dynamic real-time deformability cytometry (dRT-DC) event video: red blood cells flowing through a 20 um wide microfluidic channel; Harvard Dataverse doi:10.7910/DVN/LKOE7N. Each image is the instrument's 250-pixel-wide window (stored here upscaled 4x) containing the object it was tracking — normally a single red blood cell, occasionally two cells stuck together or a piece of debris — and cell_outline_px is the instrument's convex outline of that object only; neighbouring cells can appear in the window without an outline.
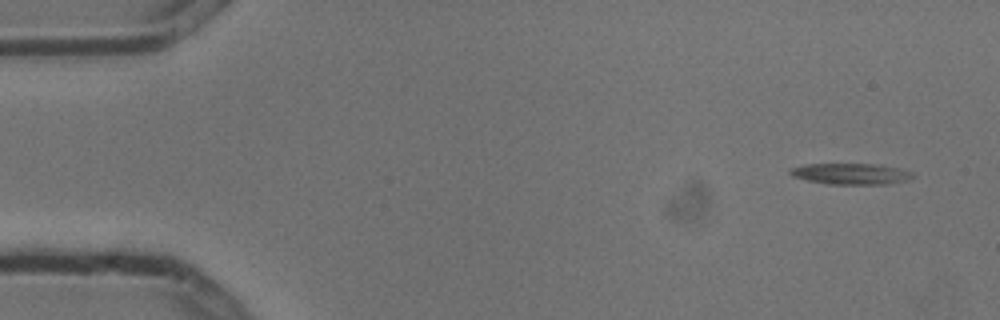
{"species": "common noctule bat (a hibernating species)", "species_latin": "Nyctalus noctula", "temperature_condition": "cold", "stored_images_in_passage": 4, "camera_frame_rate_fps": 3000, "um_per_image_px": 0.085, "animal": {"sex": "male", "body_mass_g": 13.3}, "frame": {"image": 1, "passage_image": 1, "time_ms": 0.0, "image_size_px": [1000, 320], "cell_outline_px": [[912, 176], [904, 180], [888, 184], [828, 184], [808, 180], [792, 176], [788, 172], [788, 168], [804, 164], [872, 164], [900, 168], [912, 172]], "centroid_in_image_um": [72.24, 14.77], "position_along_channel_um": 12.8, "area_um2": 14.91}}
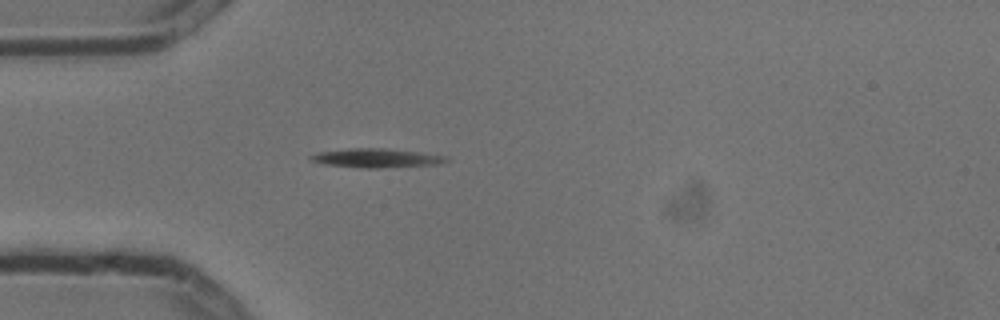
{"frame": {"image": 2, "passage_image": 4, "time_ms": 1.0, "image_size_px": [1000, 320], "cell_outline_px": [[448, 160], [440, 164], [380, 168], [364, 168], [324, 164], [312, 160], [308, 156], [316, 152], [348, 148], [384, 148], [416, 152], [444, 156]], "centroid_in_image_um": [31.93, 13.43], "position_along_channel_um": 53.1, "area_um2": 14.85}}